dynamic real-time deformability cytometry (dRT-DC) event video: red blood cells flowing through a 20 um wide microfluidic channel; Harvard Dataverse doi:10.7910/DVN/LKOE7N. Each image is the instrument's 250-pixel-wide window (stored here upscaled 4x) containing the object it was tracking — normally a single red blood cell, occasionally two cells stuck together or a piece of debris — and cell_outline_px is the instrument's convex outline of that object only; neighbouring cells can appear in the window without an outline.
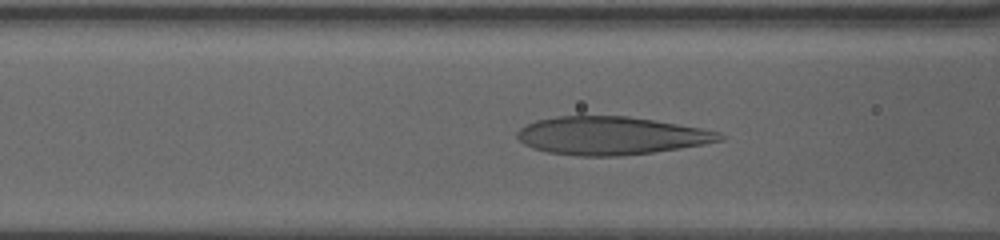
{"species": "human", "species_latin": "Homo sapiens", "temperature_condition": "warm", "stored_images_in_passage": 45, "camera_frame_rate_fps": 3000, "um_per_image_px": 0.085, "donor": {"sex": "female"}, "frame": {"image": 1, "passage_image": 17, "time_ms": 5.333, "image_size_px": [1000, 240], "cell_outline_px": [[724, 136], [720, 140], [704, 144], [680, 148], [652, 152], [620, 156], [576, 156], [548, 152], [532, 148], [524, 144], [516, 136], [516, 132], [520, 128], [536, 120], [556, 116], [628, 116], [700, 128], [720, 132]], "centroid_in_image_um": [51.88, 11.53], "position_along_channel_um": 114.7, "area_um2": 44.68}}
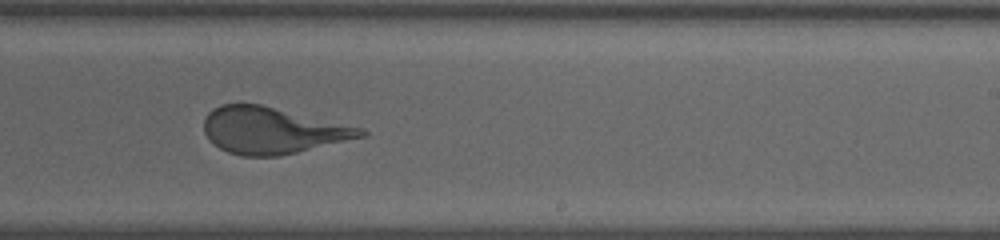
{"frame": {"image": 2, "passage_image": 30, "time_ms": 9.667, "image_size_px": [1000, 240], "cell_outline_px": [[368, 132], [364, 136], [280, 156], [240, 156], [228, 152], [220, 148], [208, 140], [204, 132], [204, 120], [208, 112], [212, 108], [220, 104], [260, 104], [364, 128]], "centroid_in_image_um": [23.1, 11.08], "position_along_channel_um": 265.9, "area_um2": 42.37}}
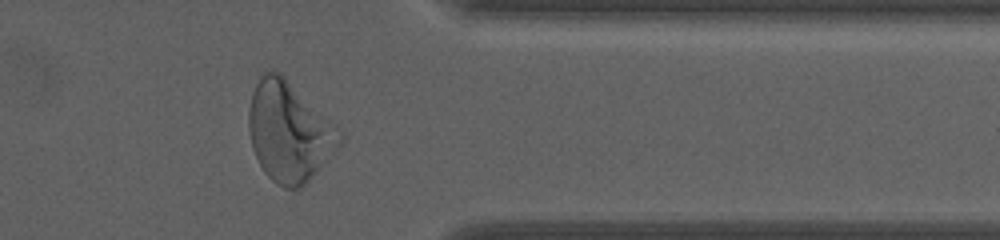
{"frame": {"image": 3, "passage_image": 41, "time_ms": 13.333, "image_size_px": [1000, 240], "cell_outline_px": [[344, 140], [316, 172], [300, 188], [284, 188], [276, 184], [264, 172], [252, 148], [248, 128], [248, 112], [252, 92], [260, 76], [264, 72], [280, 72], [344, 132]], "centroid_in_image_um": [24.58, 11.19], "position_along_channel_um": 386.8, "area_um2": 52.71}}